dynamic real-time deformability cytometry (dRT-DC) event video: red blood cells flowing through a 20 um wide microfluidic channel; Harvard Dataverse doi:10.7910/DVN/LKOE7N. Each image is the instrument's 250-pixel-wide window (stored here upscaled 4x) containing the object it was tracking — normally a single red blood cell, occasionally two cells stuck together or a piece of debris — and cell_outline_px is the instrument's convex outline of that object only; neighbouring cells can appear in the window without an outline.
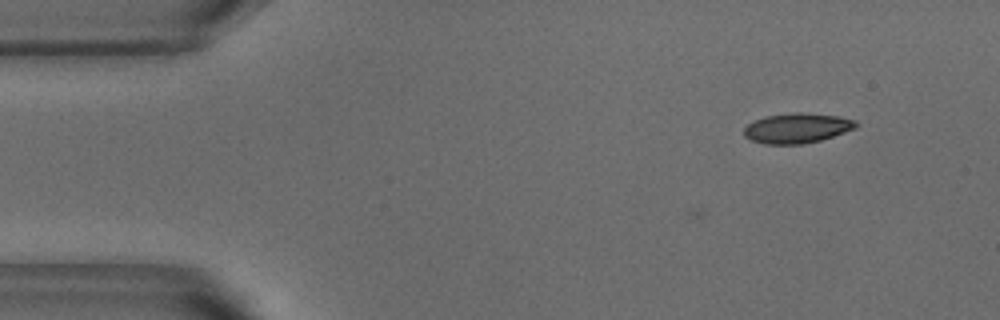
{"species": "common noctule bat (a hibernating species)", "species_latin": "Nyctalus noctula", "temperature_condition": "warm", "stored_images_in_passage": 4, "camera_frame_rate_fps": 3000, "um_per_image_px": 0.085, "animal": {"sex": "male", "body_mass_g": 18.8}, "frame": {"image": 1, "passage_image": 4, "time_ms": 1.0, "image_size_px": [1000, 320], "cell_outline_px": [[860, 124], [856, 128], [820, 140], [800, 144], [764, 144], [752, 140], [744, 136], [744, 128], [748, 124], [764, 116], [792, 112], [804, 112], [836, 116], [856, 120]], "centroid_in_image_um": [67.75, 10.88], "position_along_channel_um": 17.3, "area_um2": 19.54}}